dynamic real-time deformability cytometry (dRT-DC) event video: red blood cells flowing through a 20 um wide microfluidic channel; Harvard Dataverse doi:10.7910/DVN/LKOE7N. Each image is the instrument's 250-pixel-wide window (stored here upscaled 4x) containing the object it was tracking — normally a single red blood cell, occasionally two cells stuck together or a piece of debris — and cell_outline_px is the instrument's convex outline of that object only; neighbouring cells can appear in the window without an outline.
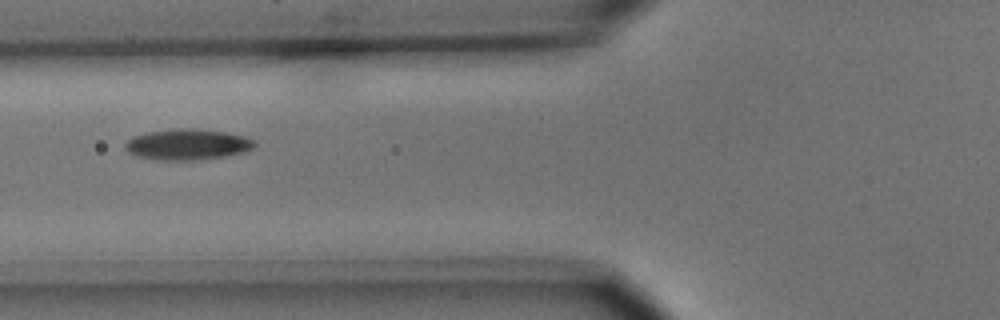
{"species": "common noctule bat (a hibernating species)", "species_latin": "Nyctalus noctula", "temperature_condition": "cold", "stored_images_in_passage": 5, "camera_frame_rate_fps": 3000, "um_per_image_px": 0.085, "animal": {"sex": "male", "body_mass_g": 15.6}, "frame": {"image": 1, "passage_image": 4, "time_ms": 4.333, "image_size_px": [1000, 320], "cell_outline_px": [[256, 144], [252, 148], [244, 152], [224, 156], [192, 160], [160, 160], [136, 156], [128, 152], [124, 148], [124, 144], [132, 136], [148, 132], [176, 128], [192, 128], [224, 132], [244, 136], [256, 140]], "centroid_in_image_um": [15.91, 12.27], "position_along_channel_um": 109.9, "area_um2": 23.24}}